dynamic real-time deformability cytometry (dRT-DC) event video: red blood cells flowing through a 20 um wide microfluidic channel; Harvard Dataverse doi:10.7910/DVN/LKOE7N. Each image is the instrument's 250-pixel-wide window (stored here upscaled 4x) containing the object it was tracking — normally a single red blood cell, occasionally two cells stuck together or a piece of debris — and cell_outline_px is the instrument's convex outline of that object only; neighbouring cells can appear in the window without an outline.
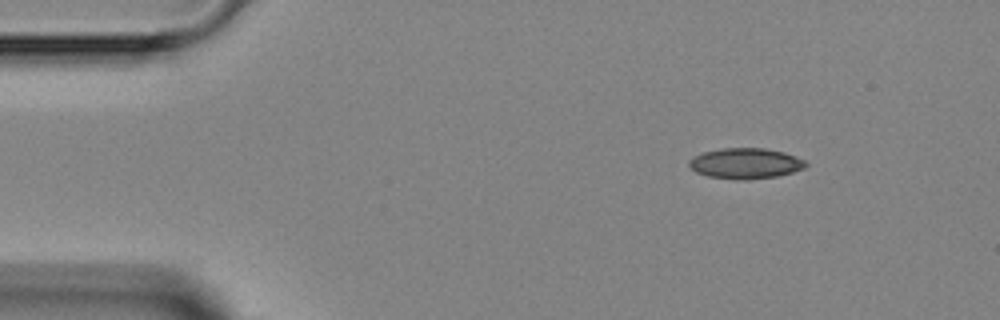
{"species": "Egyptian fruit bat (a non-hibernating species)", "species_latin": "Rousettus aegyptiacus", "temperature_condition": "room temperature", "stored_images_in_passage": 2, "camera_frame_rate_fps": 3000, "um_per_image_px": 0.085, "animal": {"sex": "female"}, "frame": {"image": 1, "passage_image": 2, "time_ms": 1.333, "image_size_px": [1000, 320], "cell_outline_px": [[808, 164], [804, 168], [792, 172], [776, 176], [748, 180], [736, 180], [708, 176], [696, 172], [688, 164], [688, 160], [704, 152], [724, 148], [764, 148], [784, 152], [796, 156], [804, 160]], "centroid_in_image_um": [63.38, 13.89], "position_along_channel_um": 21.6, "area_um2": 20.75}}